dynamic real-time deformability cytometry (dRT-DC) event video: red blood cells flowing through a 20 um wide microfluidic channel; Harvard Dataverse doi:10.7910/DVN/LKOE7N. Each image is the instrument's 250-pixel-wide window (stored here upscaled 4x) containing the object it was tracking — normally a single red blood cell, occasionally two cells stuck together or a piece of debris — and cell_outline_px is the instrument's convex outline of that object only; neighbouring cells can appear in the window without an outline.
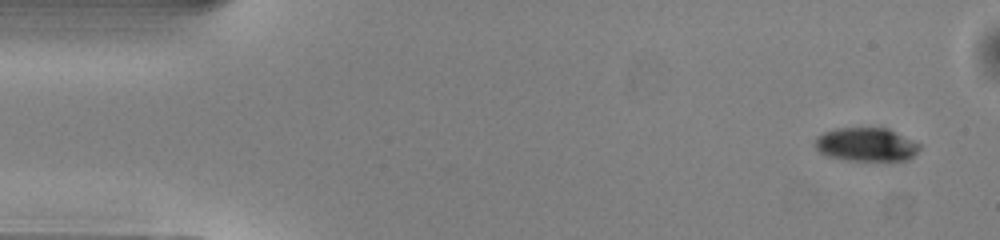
{"species": "common noctule bat (a hibernating species)", "species_latin": "Nyctalus noctula", "temperature_condition": "warm", "stored_images_in_passage": 13, "camera_frame_rate_fps": 3000, "um_per_image_px": 0.085, "animal": {"sex": "male", "body_mass_g": 13.0, "forearm_length_mm": 53.1}, "frame": {"image": 1, "passage_image": 1, "time_ms": 0.0, "image_size_px": [1000, 240], "cell_outline_px": [[920, 148], [908, 160], [848, 160], [824, 156], [812, 144], [816, 136], [824, 132], [836, 128], [888, 128], [920, 144]], "centroid_in_image_um": [73.56, 12.28], "position_along_channel_um": 11.4, "area_um2": 20.52}}